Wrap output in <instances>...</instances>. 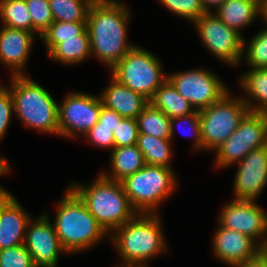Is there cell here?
Returning a JSON list of instances; mask_svg holds the SVG:
<instances>
[{
    "label": "cell",
    "instance_id": "cell-1",
    "mask_svg": "<svg viewBox=\"0 0 267 267\" xmlns=\"http://www.w3.org/2000/svg\"><path fill=\"white\" fill-rule=\"evenodd\" d=\"M130 11L115 0H95L88 11V30L91 55L112 68L134 45L126 40Z\"/></svg>",
    "mask_w": 267,
    "mask_h": 267
},
{
    "label": "cell",
    "instance_id": "cell-2",
    "mask_svg": "<svg viewBox=\"0 0 267 267\" xmlns=\"http://www.w3.org/2000/svg\"><path fill=\"white\" fill-rule=\"evenodd\" d=\"M69 187L107 233L112 234L138 214L125 194L121 181L108 179L101 173L90 186L73 182Z\"/></svg>",
    "mask_w": 267,
    "mask_h": 267
},
{
    "label": "cell",
    "instance_id": "cell-3",
    "mask_svg": "<svg viewBox=\"0 0 267 267\" xmlns=\"http://www.w3.org/2000/svg\"><path fill=\"white\" fill-rule=\"evenodd\" d=\"M113 234L112 241L125 266L147 267L146 260L167 250L157 213H138Z\"/></svg>",
    "mask_w": 267,
    "mask_h": 267
},
{
    "label": "cell",
    "instance_id": "cell-4",
    "mask_svg": "<svg viewBox=\"0 0 267 267\" xmlns=\"http://www.w3.org/2000/svg\"><path fill=\"white\" fill-rule=\"evenodd\" d=\"M55 232L66 253H77L94 246L107 232L70 188L59 203Z\"/></svg>",
    "mask_w": 267,
    "mask_h": 267
},
{
    "label": "cell",
    "instance_id": "cell-5",
    "mask_svg": "<svg viewBox=\"0 0 267 267\" xmlns=\"http://www.w3.org/2000/svg\"><path fill=\"white\" fill-rule=\"evenodd\" d=\"M14 112L27 127L59 135L58 104L46 89L28 76L11 75Z\"/></svg>",
    "mask_w": 267,
    "mask_h": 267
},
{
    "label": "cell",
    "instance_id": "cell-6",
    "mask_svg": "<svg viewBox=\"0 0 267 267\" xmlns=\"http://www.w3.org/2000/svg\"><path fill=\"white\" fill-rule=\"evenodd\" d=\"M125 194L138 213L155 214L156 207L178 186L172 169L146 164L121 180Z\"/></svg>",
    "mask_w": 267,
    "mask_h": 267
},
{
    "label": "cell",
    "instance_id": "cell-7",
    "mask_svg": "<svg viewBox=\"0 0 267 267\" xmlns=\"http://www.w3.org/2000/svg\"><path fill=\"white\" fill-rule=\"evenodd\" d=\"M111 77L148 101L167 80L160 60L149 51L134 46L111 68Z\"/></svg>",
    "mask_w": 267,
    "mask_h": 267
},
{
    "label": "cell",
    "instance_id": "cell-8",
    "mask_svg": "<svg viewBox=\"0 0 267 267\" xmlns=\"http://www.w3.org/2000/svg\"><path fill=\"white\" fill-rule=\"evenodd\" d=\"M249 112L242 98L231 97L228 91L217 102L199 111L202 150H216L237 129Z\"/></svg>",
    "mask_w": 267,
    "mask_h": 267
},
{
    "label": "cell",
    "instance_id": "cell-9",
    "mask_svg": "<svg viewBox=\"0 0 267 267\" xmlns=\"http://www.w3.org/2000/svg\"><path fill=\"white\" fill-rule=\"evenodd\" d=\"M267 145V114L249 111L233 134L216 149V166L239 163L252 150Z\"/></svg>",
    "mask_w": 267,
    "mask_h": 267
},
{
    "label": "cell",
    "instance_id": "cell-10",
    "mask_svg": "<svg viewBox=\"0 0 267 267\" xmlns=\"http://www.w3.org/2000/svg\"><path fill=\"white\" fill-rule=\"evenodd\" d=\"M195 27L203 44L221 61L238 65L243 55V37L236 30L229 28L216 14L207 12L195 20Z\"/></svg>",
    "mask_w": 267,
    "mask_h": 267
},
{
    "label": "cell",
    "instance_id": "cell-11",
    "mask_svg": "<svg viewBox=\"0 0 267 267\" xmlns=\"http://www.w3.org/2000/svg\"><path fill=\"white\" fill-rule=\"evenodd\" d=\"M167 79L198 111L217 102L228 92V88L216 75L201 68L167 75Z\"/></svg>",
    "mask_w": 267,
    "mask_h": 267
},
{
    "label": "cell",
    "instance_id": "cell-12",
    "mask_svg": "<svg viewBox=\"0 0 267 267\" xmlns=\"http://www.w3.org/2000/svg\"><path fill=\"white\" fill-rule=\"evenodd\" d=\"M102 101L99 96L87 93H69L58 105L59 135L73 137L86 134L100 116Z\"/></svg>",
    "mask_w": 267,
    "mask_h": 267
},
{
    "label": "cell",
    "instance_id": "cell-13",
    "mask_svg": "<svg viewBox=\"0 0 267 267\" xmlns=\"http://www.w3.org/2000/svg\"><path fill=\"white\" fill-rule=\"evenodd\" d=\"M219 215V224L229 230L249 236L263 250L267 248V214L255 201L233 200L225 205ZM265 238L260 240V238ZM260 240V242H257Z\"/></svg>",
    "mask_w": 267,
    "mask_h": 267
},
{
    "label": "cell",
    "instance_id": "cell-14",
    "mask_svg": "<svg viewBox=\"0 0 267 267\" xmlns=\"http://www.w3.org/2000/svg\"><path fill=\"white\" fill-rule=\"evenodd\" d=\"M24 246L31 254L36 267H57L59 255L66 252L46 213L33 223L29 221Z\"/></svg>",
    "mask_w": 267,
    "mask_h": 267
},
{
    "label": "cell",
    "instance_id": "cell-15",
    "mask_svg": "<svg viewBox=\"0 0 267 267\" xmlns=\"http://www.w3.org/2000/svg\"><path fill=\"white\" fill-rule=\"evenodd\" d=\"M267 184V145L241 160L234 181V199L255 201Z\"/></svg>",
    "mask_w": 267,
    "mask_h": 267
},
{
    "label": "cell",
    "instance_id": "cell-16",
    "mask_svg": "<svg viewBox=\"0 0 267 267\" xmlns=\"http://www.w3.org/2000/svg\"><path fill=\"white\" fill-rule=\"evenodd\" d=\"M213 250L226 264H238L255 258L263 249L243 233L218 227L213 238Z\"/></svg>",
    "mask_w": 267,
    "mask_h": 267
},
{
    "label": "cell",
    "instance_id": "cell-17",
    "mask_svg": "<svg viewBox=\"0 0 267 267\" xmlns=\"http://www.w3.org/2000/svg\"><path fill=\"white\" fill-rule=\"evenodd\" d=\"M34 34L23 29L2 26L0 29V62L12 69V75H24Z\"/></svg>",
    "mask_w": 267,
    "mask_h": 267
},
{
    "label": "cell",
    "instance_id": "cell-18",
    "mask_svg": "<svg viewBox=\"0 0 267 267\" xmlns=\"http://www.w3.org/2000/svg\"><path fill=\"white\" fill-rule=\"evenodd\" d=\"M30 220L11 194L0 206V250L24 244Z\"/></svg>",
    "mask_w": 267,
    "mask_h": 267
},
{
    "label": "cell",
    "instance_id": "cell-19",
    "mask_svg": "<svg viewBox=\"0 0 267 267\" xmlns=\"http://www.w3.org/2000/svg\"><path fill=\"white\" fill-rule=\"evenodd\" d=\"M112 83L100 96L102 105L117 112L123 118H137L149 101L142 95L119 83L112 77Z\"/></svg>",
    "mask_w": 267,
    "mask_h": 267
},
{
    "label": "cell",
    "instance_id": "cell-20",
    "mask_svg": "<svg viewBox=\"0 0 267 267\" xmlns=\"http://www.w3.org/2000/svg\"><path fill=\"white\" fill-rule=\"evenodd\" d=\"M46 44L51 59L64 64H80L91 56L87 28L76 38H41Z\"/></svg>",
    "mask_w": 267,
    "mask_h": 267
},
{
    "label": "cell",
    "instance_id": "cell-21",
    "mask_svg": "<svg viewBox=\"0 0 267 267\" xmlns=\"http://www.w3.org/2000/svg\"><path fill=\"white\" fill-rule=\"evenodd\" d=\"M215 11L223 23L241 34L260 15V5L253 0H225Z\"/></svg>",
    "mask_w": 267,
    "mask_h": 267
},
{
    "label": "cell",
    "instance_id": "cell-22",
    "mask_svg": "<svg viewBox=\"0 0 267 267\" xmlns=\"http://www.w3.org/2000/svg\"><path fill=\"white\" fill-rule=\"evenodd\" d=\"M149 103L164 112L170 119L189 115L196 111L168 79L155 91Z\"/></svg>",
    "mask_w": 267,
    "mask_h": 267
},
{
    "label": "cell",
    "instance_id": "cell-23",
    "mask_svg": "<svg viewBox=\"0 0 267 267\" xmlns=\"http://www.w3.org/2000/svg\"><path fill=\"white\" fill-rule=\"evenodd\" d=\"M110 158L112 174L109 176V174L102 173V175L115 181L123 180L126 176L134 174L146 165L143 153L137 144L114 148Z\"/></svg>",
    "mask_w": 267,
    "mask_h": 267
},
{
    "label": "cell",
    "instance_id": "cell-24",
    "mask_svg": "<svg viewBox=\"0 0 267 267\" xmlns=\"http://www.w3.org/2000/svg\"><path fill=\"white\" fill-rule=\"evenodd\" d=\"M240 80L241 87L245 90L247 97L259 101L260 105H253L251 99L242 98L251 112L267 114V68L255 69L244 73Z\"/></svg>",
    "mask_w": 267,
    "mask_h": 267
},
{
    "label": "cell",
    "instance_id": "cell-25",
    "mask_svg": "<svg viewBox=\"0 0 267 267\" xmlns=\"http://www.w3.org/2000/svg\"><path fill=\"white\" fill-rule=\"evenodd\" d=\"M140 134L151 135L160 139H171V119L150 103L136 118Z\"/></svg>",
    "mask_w": 267,
    "mask_h": 267
},
{
    "label": "cell",
    "instance_id": "cell-26",
    "mask_svg": "<svg viewBox=\"0 0 267 267\" xmlns=\"http://www.w3.org/2000/svg\"><path fill=\"white\" fill-rule=\"evenodd\" d=\"M171 139H160L147 134H138L137 145L143 153L145 164L163 166L172 169L170 159Z\"/></svg>",
    "mask_w": 267,
    "mask_h": 267
},
{
    "label": "cell",
    "instance_id": "cell-27",
    "mask_svg": "<svg viewBox=\"0 0 267 267\" xmlns=\"http://www.w3.org/2000/svg\"><path fill=\"white\" fill-rule=\"evenodd\" d=\"M2 26L32 32V18L25 0H0Z\"/></svg>",
    "mask_w": 267,
    "mask_h": 267
},
{
    "label": "cell",
    "instance_id": "cell-28",
    "mask_svg": "<svg viewBox=\"0 0 267 267\" xmlns=\"http://www.w3.org/2000/svg\"><path fill=\"white\" fill-rule=\"evenodd\" d=\"M95 0H49L54 21L86 22L91 4Z\"/></svg>",
    "mask_w": 267,
    "mask_h": 267
},
{
    "label": "cell",
    "instance_id": "cell-29",
    "mask_svg": "<svg viewBox=\"0 0 267 267\" xmlns=\"http://www.w3.org/2000/svg\"><path fill=\"white\" fill-rule=\"evenodd\" d=\"M254 36L247 49H245L246 42L243 41V54L245 53L246 56L242 58H245L251 68L265 69L267 68V27Z\"/></svg>",
    "mask_w": 267,
    "mask_h": 267
},
{
    "label": "cell",
    "instance_id": "cell-30",
    "mask_svg": "<svg viewBox=\"0 0 267 267\" xmlns=\"http://www.w3.org/2000/svg\"><path fill=\"white\" fill-rule=\"evenodd\" d=\"M32 18V33L38 31L39 38L54 22L49 0H25Z\"/></svg>",
    "mask_w": 267,
    "mask_h": 267
},
{
    "label": "cell",
    "instance_id": "cell-31",
    "mask_svg": "<svg viewBox=\"0 0 267 267\" xmlns=\"http://www.w3.org/2000/svg\"><path fill=\"white\" fill-rule=\"evenodd\" d=\"M169 10L178 16L194 22L202 15L206 14L201 0H159Z\"/></svg>",
    "mask_w": 267,
    "mask_h": 267
},
{
    "label": "cell",
    "instance_id": "cell-32",
    "mask_svg": "<svg viewBox=\"0 0 267 267\" xmlns=\"http://www.w3.org/2000/svg\"><path fill=\"white\" fill-rule=\"evenodd\" d=\"M0 267H36L24 244L0 250Z\"/></svg>",
    "mask_w": 267,
    "mask_h": 267
},
{
    "label": "cell",
    "instance_id": "cell-33",
    "mask_svg": "<svg viewBox=\"0 0 267 267\" xmlns=\"http://www.w3.org/2000/svg\"><path fill=\"white\" fill-rule=\"evenodd\" d=\"M138 124L135 118H122L113 131L114 148L136 145Z\"/></svg>",
    "mask_w": 267,
    "mask_h": 267
},
{
    "label": "cell",
    "instance_id": "cell-34",
    "mask_svg": "<svg viewBox=\"0 0 267 267\" xmlns=\"http://www.w3.org/2000/svg\"><path fill=\"white\" fill-rule=\"evenodd\" d=\"M86 29V22L54 21L40 38H76Z\"/></svg>",
    "mask_w": 267,
    "mask_h": 267
},
{
    "label": "cell",
    "instance_id": "cell-35",
    "mask_svg": "<svg viewBox=\"0 0 267 267\" xmlns=\"http://www.w3.org/2000/svg\"><path fill=\"white\" fill-rule=\"evenodd\" d=\"M116 127L101 126L100 123H96L88 132L85 134L86 138L89 139L88 142L105 148L114 149V137L113 131Z\"/></svg>",
    "mask_w": 267,
    "mask_h": 267
},
{
    "label": "cell",
    "instance_id": "cell-36",
    "mask_svg": "<svg viewBox=\"0 0 267 267\" xmlns=\"http://www.w3.org/2000/svg\"><path fill=\"white\" fill-rule=\"evenodd\" d=\"M14 112L13 97L8 88L0 85V140L6 134L11 115Z\"/></svg>",
    "mask_w": 267,
    "mask_h": 267
},
{
    "label": "cell",
    "instance_id": "cell-37",
    "mask_svg": "<svg viewBox=\"0 0 267 267\" xmlns=\"http://www.w3.org/2000/svg\"><path fill=\"white\" fill-rule=\"evenodd\" d=\"M175 122H184L186 125H189L190 128L193 130L194 134H191L190 136L194 138V147L195 149H202V137H201V124H200V119H199V111L196 110L195 112L181 116V117H176L171 119V140L173 139L174 135V123Z\"/></svg>",
    "mask_w": 267,
    "mask_h": 267
},
{
    "label": "cell",
    "instance_id": "cell-38",
    "mask_svg": "<svg viewBox=\"0 0 267 267\" xmlns=\"http://www.w3.org/2000/svg\"><path fill=\"white\" fill-rule=\"evenodd\" d=\"M122 118L123 117L117 112L102 106L98 123H100L101 126L117 127V123H119Z\"/></svg>",
    "mask_w": 267,
    "mask_h": 267
},
{
    "label": "cell",
    "instance_id": "cell-39",
    "mask_svg": "<svg viewBox=\"0 0 267 267\" xmlns=\"http://www.w3.org/2000/svg\"><path fill=\"white\" fill-rule=\"evenodd\" d=\"M234 267H267V252L263 250L255 258L232 265Z\"/></svg>",
    "mask_w": 267,
    "mask_h": 267
},
{
    "label": "cell",
    "instance_id": "cell-40",
    "mask_svg": "<svg viewBox=\"0 0 267 267\" xmlns=\"http://www.w3.org/2000/svg\"><path fill=\"white\" fill-rule=\"evenodd\" d=\"M225 0H201L202 5L206 12H212L211 8L214 6L216 9L224 2Z\"/></svg>",
    "mask_w": 267,
    "mask_h": 267
},
{
    "label": "cell",
    "instance_id": "cell-41",
    "mask_svg": "<svg viewBox=\"0 0 267 267\" xmlns=\"http://www.w3.org/2000/svg\"><path fill=\"white\" fill-rule=\"evenodd\" d=\"M9 167H8V163L6 161L5 158H3L2 156H0V176L9 172Z\"/></svg>",
    "mask_w": 267,
    "mask_h": 267
},
{
    "label": "cell",
    "instance_id": "cell-42",
    "mask_svg": "<svg viewBox=\"0 0 267 267\" xmlns=\"http://www.w3.org/2000/svg\"><path fill=\"white\" fill-rule=\"evenodd\" d=\"M260 15L263 17L264 21L267 23V0H262L260 5Z\"/></svg>",
    "mask_w": 267,
    "mask_h": 267
},
{
    "label": "cell",
    "instance_id": "cell-43",
    "mask_svg": "<svg viewBox=\"0 0 267 267\" xmlns=\"http://www.w3.org/2000/svg\"><path fill=\"white\" fill-rule=\"evenodd\" d=\"M11 194L0 187V206Z\"/></svg>",
    "mask_w": 267,
    "mask_h": 267
},
{
    "label": "cell",
    "instance_id": "cell-44",
    "mask_svg": "<svg viewBox=\"0 0 267 267\" xmlns=\"http://www.w3.org/2000/svg\"><path fill=\"white\" fill-rule=\"evenodd\" d=\"M253 1L257 2L259 5H261L262 3V0H253Z\"/></svg>",
    "mask_w": 267,
    "mask_h": 267
},
{
    "label": "cell",
    "instance_id": "cell-45",
    "mask_svg": "<svg viewBox=\"0 0 267 267\" xmlns=\"http://www.w3.org/2000/svg\"><path fill=\"white\" fill-rule=\"evenodd\" d=\"M117 267V266H116ZM118 267H133V266H118Z\"/></svg>",
    "mask_w": 267,
    "mask_h": 267
}]
</instances>
